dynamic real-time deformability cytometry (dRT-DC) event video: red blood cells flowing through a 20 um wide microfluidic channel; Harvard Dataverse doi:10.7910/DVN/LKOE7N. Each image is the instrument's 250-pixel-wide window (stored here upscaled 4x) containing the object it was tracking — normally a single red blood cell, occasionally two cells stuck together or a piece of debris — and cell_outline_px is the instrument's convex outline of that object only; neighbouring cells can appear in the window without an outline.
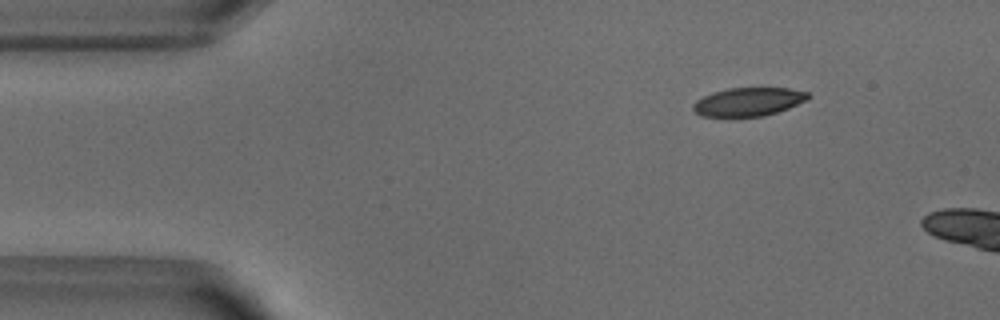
{"species": "common noctule bat (a hibernating species)", "species_latin": "Nyctalus noctula", "temperature_condition": "warm", "stored_images_in_passage": 5, "camera_frame_rate_fps": 3000, "um_per_image_px": 0.085, "animal": {"sex": "male", "body_mass_g": 18.8}, "frame": {"image": 1, "passage_image": 1, "time_ms": 0.0, "image_size_px": [1000, 320], "cell_outline_px": [[812, 96], [808, 100], [788, 108], [764, 116], [700, 116], [692, 108], [692, 104], [696, 100], [712, 92], [728, 88], [788, 88], [808, 92]], "centroid_in_image_um": [63.63, 8.64], "position_along_channel_um": 21.4, "area_um2": 19.07}}